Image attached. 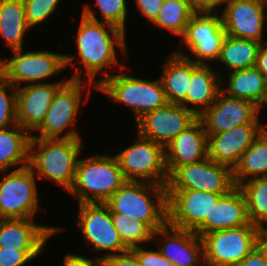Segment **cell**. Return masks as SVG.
I'll return each instance as SVG.
<instances>
[{"mask_svg": "<svg viewBox=\"0 0 267 266\" xmlns=\"http://www.w3.org/2000/svg\"><path fill=\"white\" fill-rule=\"evenodd\" d=\"M80 16L72 42L77 54H65L66 69L74 68V73L68 78L87 81L97 87L105 78L126 66L125 59L122 63L118 53L121 56L128 54V33L115 25Z\"/></svg>", "mask_w": 267, "mask_h": 266, "instance_id": "obj_1", "label": "cell"}, {"mask_svg": "<svg viewBox=\"0 0 267 266\" xmlns=\"http://www.w3.org/2000/svg\"><path fill=\"white\" fill-rule=\"evenodd\" d=\"M85 148L82 138H31L28 166L38 180L50 181L69 192L74 184L79 157Z\"/></svg>", "mask_w": 267, "mask_h": 266, "instance_id": "obj_2", "label": "cell"}, {"mask_svg": "<svg viewBox=\"0 0 267 266\" xmlns=\"http://www.w3.org/2000/svg\"><path fill=\"white\" fill-rule=\"evenodd\" d=\"M105 204L111 213L128 215L145 223L153 232L168 223L166 186L126 181Z\"/></svg>", "mask_w": 267, "mask_h": 266, "instance_id": "obj_3", "label": "cell"}, {"mask_svg": "<svg viewBox=\"0 0 267 266\" xmlns=\"http://www.w3.org/2000/svg\"><path fill=\"white\" fill-rule=\"evenodd\" d=\"M92 89L96 90V87L90 82L68 79L56 91L42 124L31 134V138H82L76 126L79 120L77 118L81 114L79 111H82L80 108L85 103L87 105Z\"/></svg>", "mask_w": 267, "mask_h": 266, "instance_id": "obj_4", "label": "cell"}, {"mask_svg": "<svg viewBox=\"0 0 267 266\" xmlns=\"http://www.w3.org/2000/svg\"><path fill=\"white\" fill-rule=\"evenodd\" d=\"M81 156L68 193L78 203H105L127 181L117 158L110 152L90 156L84 152Z\"/></svg>", "mask_w": 267, "mask_h": 266, "instance_id": "obj_5", "label": "cell"}, {"mask_svg": "<svg viewBox=\"0 0 267 266\" xmlns=\"http://www.w3.org/2000/svg\"><path fill=\"white\" fill-rule=\"evenodd\" d=\"M127 69L132 68L126 65L117 73L105 78L97 85L95 91L107 95L112 103L128 107L136 123L145 114L162 108L169 102L158 77L154 80L136 77L133 73L129 75L131 70L127 72Z\"/></svg>", "mask_w": 267, "mask_h": 266, "instance_id": "obj_6", "label": "cell"}, {"mask_svg": "<svg viewBox=\"0 0 267 266\" xmlns=\"http://www.w3.org/2000/svg\"><path fill=\"white\" fill-rule=\"evenodd\" d=\"M25 49L27 48L11 51V57L0 58V76L15 88L52 82L58 75L65 74V53H56L44 48L28 51Z\"/></svg>", "mask_w": 267, "mask_h": 266, "instance_id": "obj_7", "label": "cell"}, {"mask_svg": "<svg viewBox=\"0 0 267 266\" xmlns=\"http://www.w3.org/2000/svg\"><path fill=\"white\" fill-rule=\"evenodd\" d=\"M75 226L83 235V249L103 260L128 251L114 227L111 211L105 203H77ZM98 252L100 255H97ZM102 253V254H101Z\"/></svg>", "mask_w": 267, "mask_h": 266, "instance_id": "obj_8", "label": "cell"}, {"mask_svg": "<svg viewBox=\"0 0 267 266\" xmlns=\"http://www.w3.org/2000/svg\"><path fill=\"white\" fill-rule=\"evenodd\" d=\"M265 237L266 234L251 223L203 234L205 266H235Z\"/></svg>", "mask_w": 267, "mask_h": 266, "instance_id": "obj_9", "label": "cell"}, {"mask_svg": "<svg viewBox=\"0 0 267 266\" xmlns=\"http://www.w3.org/2000/svg\"><path fill=\"white\" fill-rule=\"evenodd\" d=\"M0 177V219H35L43 208L32 169L26 166L4 171Z\"/></svg>", "mask_w": 267, "mask_h": 266, "instance_id": "obj_10", "label": "cell"}, {"mask_svg": "<svg viewBox=\"0 0 267 266\" xmlns=\"http://www.w3.org/2000/svg\"><path fill=\"white\" fill-rule=\"evenodd\" d=\"M225 36L220 14L194 13L184 34L179 38V50L176 48L177 50L173 51L197 64L214 65Z\"/></svg>", "mask_w": 267, "mask_h": 266, "instance_id": "obj_11", "label": "cell"}, {"mask_svg": "<svg viewBox=\"0 0 267 266\" xmlns=\"http://www.w3.org/2000/svg\"><path fill=\"white\" fill-rule=\"evenodd\" d=\"M135 133L131 145L114 153L125 179L167 186L165 148Z\"/></svg>", "mask_w": 267, "mask_h": 266, "instance_id": "obj_12", "label": "cell"}, {"mask_svg": "<svg viewBox=\"0 0 267 266\" xmlns=\"http://www.w3.org/2000/svg\"><path fill=\"white\" fill-rule=\"evenodd\" d=\"M235 187L232 169L207 157L178 167L169 176L166 190H198L226 195Z\"/></svg>", "mask_w": 267, "mask_h": 266, "instance_id": "obj_13", "label": "cell"}, {"mask_svg": "<svg viewBox=\"0 0 267 266\" xmlns=\"http://www.w3.org/2000/svg\"><path fill=\"white\" fill-rule=\"evenodd\" d=\"M222 194L198 190H167L168 224L195 231L205 220Z\"/></svg>", "mask_w": 267, "mask_h": 266, "instance_id": "obj_14", "label": "cell"}, {"mask_svg": "<svg viewBox=\"0 0 267 266\" xmlns=\"http://www.w3.org/2000/svg\"><path fill=\"white\" fill-rule=\"evenodd\" d=\"M198 117L181 104L168 103L162 108L145 114L135 123L136 132L164 148Z\"/></svg>", "mask_w": 267, "mask_h": 266, "instance_id": "obj_15", "label": "cell"}, {"mask_svg": "<svg viewBox=\"0 0 267 266\" xmlns=\"http://www.w3.org/2000/svg\"><path fill=\"white\" fill-rule=\"evenodd\" d=\"M261 115L252 101L232 98L220 91L215 102L198 119L206 134L212 135L245 123H264Z\"/></svg>", "mask_w": 267, "mask_h": 266, "instance_id": "obj_16", "label": "cell"}, {"mask_svg": "<svg viewBox=\"0 0 267 266\" xmlns=\"http://www.w3.org/2000/svg\"><path fill=\"white\" fill-rule=\"evenodd\" d=\"M222 10L226 35L263 42L267 0H229Z\"/></svg>", "mask_w": 267, "mask_h": 266, "instance_id": "obj_17", "label": "cell"}, {"mask_svg": "<svg viewBox=\"0 0 267 266\" xmlns=\"http://www.w3.org/2000/svg\"><path fill=\"white\" fill-rule=\"evenodd\" d=\"M152 244L175 266H205L202 239L194 231L167 223L154 232Z\"/></svg>", "mask_w": 267, "mask_h": 266, "instance_id": "obj_18", "label": "cell"}, {"mask_svg": "<svg viewBox=\"0 0 267 266\" xmlns=\"http://www.w3.org/2000/svg\"><path fill=\"white\" fill-rule=\"evenodd\" d=\"M61 78L16 88L17 123L30 134L42 124L56 91L69 79Z\"/></svg>", "mask_w": 267, "mask_h": 266, "instance_id": "obj_19", "label": "cell"}, {"mask_svg": "<svg viewBox=\"0 0 267 266\" xmlns=\"http://www.w3.org/2000/svg\"><path fill=\"white\" fill-rule=\"evenodd\" d=\"M266 127V123H245L218 134L207 135L208 158L233 170L243 153Z\"/></svg>", "mask_w": 267, "mask_h": 266, "instance_id": "obj_20", "label": "cell"}, {"mask_svg": "<svg viewBox=\"0 0 267 266\" xmlns=\"http://www.w3.org/2000/svg\"><path fill=\"white\" fill-rule=\"evenodd\" d=\"M35 221V219H0V248L46 251L45 246L49 239L65 231V227L50 226Z\"/></svg>", "mask_w": 267, "mask_h": 266, "instance_id": "obj_21", "label": "cell"}, {"mask_svg": "<svg viewBox=\"0 0 267 266\" xmlns=\"http://www.w3.org/2000/svg\"><path fill=\"white\" fill-rule=\"evenodd\" d=\"M208 136L197 119L165 147V164L170 176L178 167L199 162L208 157Z\"/></svg>", "mask_w": 267, "mask_h": 266, "instance_id": "obj_22", "label": "cell"}, {"mask_svg": "<svg viewBox=\"0 0 267 266\" xmlns=\"http://www.w3.org/2000/svg\"><path fill=\"white\" fill-rule=\"evenodd\" d=\"M218 69L213 64H197L191 60V82L186 95V108L197 117L215 102L221 91L220 72L224 70Z\"/></svg>", "mask_w": 267, "mask_h": 266, "instance_id": "obj_23", "label": "cell"}, {"mask_svg": "<svg viewBox=\"0 0 267 266\" xmlns=\"http://www.w3.org/2000/svg\"><path fill=\"white\" fill-rule=\"evenodd\" d=\"M249 224L245 197L242 191L235 187L217 201L211 211V220H205L194 232L201 237L212 231Z\"/></svg>", "mask_w": 267, "mask_h": 266, "instance_id": "obj_24", "label": "cell"}, {"mask_svg": "<svg viewBox=\"0 0 267 266\" xmlns=\"http://www.w3.org/2000/svg\"><path fill=\"white\" fill-rule=\"evenodd\" d=\"M159 79L171 104H181L186 108V95L191 82V60L174 51L165 56L161 63Z\"/></svg>", "mask_w": 267, "mask_h": 266, "instance_id": "obj_25", "label": "cell"}, {"mask_svg": "<svg viewBox=\"0 0 267 266\" xmlns=\"http://www.w3.org/2000/svg\"><path fill=\"white\" fill-rule=\"evenodd\" d=\"M32 29L25 17L22 0H0V39L10 51L26 48L25 39Z\"/></svg>", "mask_w": 267, "mask_h": 266, "instance_id": "obj_26", "label": "cell"}, {"mask_svg": "<svg viewBox=\"0 0 267 266\" xmlns=\"http://www.w3.org/2000/svg\"><path fill=\"white\" fill-rule=\"evenodd\" d=\"M30 140L31 134L18 123L0 129V172L28 166Z\"/></svg>", "mask_w": 267, "mask_h": 266, "instance_id": "obj_27", "label": "cell"}, {"mask_svg": "<svg viewBox=\"0 0 267 266\" xmlns=\"http://www.w3.org/2000/svg\"><path fill=\"white\" fill-rule=\"evenodd\" d=\"M221 77V91L232 98L246 99L257 106L262 102L266 78L256 68L239 69ZM226 85V87H225Z\"/></svg>", "mask_w": 267, "mask_h": 266, "instance_id": "obj_28", "label": "cell"}, {"mask_svg": "<svg viewBox=\"0 0 267 266\" xmlns=\"http://www.w3.org/2000/svg\"><path fill=\"white\" fill-rule=\"evenodd\" d=\"M261 43L226 35L214 64L221 65L225 72L255 67ZM218 62V63H217Z\"/></svg>", "mask_w": 267, "mask_h": 266, "instance_id": "obj_29", "label": "cell"}, {"mask_svg": "<svg viewBox=\"0 0 267 266\" xmlns=\"http://www.w3.org/2000/svg\"><path fill=\"white\" fill-rule=\"evenodd\" d=\"M232 171L236 187L248 180L267 176V127L243 153Z\"/></svg>", "mask_w": 267, "mask_h": 266, "instance_id": "obj_30", "label": "cell"}, {"mask_svg": "<svg viewBox=\"0 0 267 266\" xmlns=\"http://www.w3.org/2000/svg\"><path fill=\"white\" fill-rule=\"evenodd\" d=\"M238 188L245 197L250 223L267 234V176L248 180Z\"/></svg>", "mask_w": 267, "mask_h": 266, "instance_id": "obj_31", "label": "cell"}, {"mask_svg": "<svg viewBox=\"0 0 267 266\" xmlns=\"http://www.w3.org/2000/svg\"><path fill=\"white\" fill-rule=\"evenodd\" d=\"M193 14L188 0H164L153 24L160 28V31H169L168 33L179 39L184 34Z\"/></svg>", "mask_w": 267, "mask_h": 266, "instance_id": "obj_32", "label": "cell"}, {"mask_svg": "<svg viewBox=\"0 0 267 266\" xmlns=\"http://www.w3.org/2000/svg\"><path fill=\"white\" fill-rule=\"evenodd\" d=\"M129 2L130 0H95L93 2L95 4L91 3V5L81 3L83 5L81 14L92 20L115 25L127 33L126 23L128 22V14H130L128 10ZM92 4L98 9L92 7Z\"/></svg>", "mask_w": 267, "mask_h": 266, "instance_id": "obj_33", "label": "cell"}, {"mask_svg": "<svg viewBox=\"0 0 267 266\" xmlns=\"http://www.w3.org/2000/svg\"><path fill=\"white\" fill-rule=\"evenodd\" d=\"M111 218L123 245L128 250L152 243L154 232L145 223L119 213H111Z\"/></svg>", "mask_w": 267, "mask_h": 266, "instance_id": "obj_34", "label": "cell"}, {"mask_svg": "<svg viewBox=\"0 0 267 266\" xmlns=\"http://www.w3.org/2000/svg\"><path fill=\"white\" fill-rule=\"evenodd\" d=\"M25 8V17L28 26L33 30L43 26L44 22L54 17L58 6L65 0H22ZM57 11V12H56Z\"/></svg>", "mask_w": 267, "mask_h": 266, "instance_id": "obj_35", "label": "cell"}, {"mask_svg": "<svg viewBox=\"0 0 267 266\" xmlns=\"http://www.w3.org/2000/svg\"><path fill=\"white\" fill-rule=\"evenodd\" d=\"M16 124V88L0 76V129Z\"/></svg>", "mask_w": 267, "mask_h": 266, "instance_id": "obj_36", "label": "cell"}, {"mask_svg": "<svg viewBox=\"0 0 267 266\" xmlns=\"http://www.w3.org/2000/svg\"><path fill=\"white\" fill-rule=\"evenodd\" d=\"M43 252L44 250L0 248V266H26L31 263V261L37 259L38 256L40 257V254Z\"/></svg>", "mask_w": 267, "mask_h": 266, "instance_id": "obj_37", "label": "cell"}, {"mask_svg": "<svg viewBox=\"0 0 267 266\" xmlns=\"http://www.w3.org/2000/svg\"><path fill=\"white\" fill-rule=\"evenodd\" d=\"M140 246L131 249L136 255L137 260L141 266H175L170 260L165 258L158 249L144 248Z\"/></svg>", "mask_w": 267, "mask_h": 266, "instance_id": "obj_38", "label": "cell"}, {"mask_svg": "<svg viewBox=\"0 0 267 266\" xmlns=\"http://www.w3.org/2000/svg\"><path fill=\"white\" fill-rule=\"evenodd\" d=\"M235 266H267V238L265 237L240 263Z\"/></svg>", "mask_w": 267, "mask_h": 266, "instance_id": "obj_39", "label": "cell"}, {"mask_svg": "<svg viewBox=\"0 0 267 266\" xmlns=\"http://www.w3.org/2000/svg\"><path fill=\"white\" fill-rule=\"evenodd\" d=\"M135 9L138 10L147 19L150 24H153L157 19L164 0H134Z\"/></svg>", "mask_w": 267, "mask_h": 266, "instance_id": "obj_40", "label": "cell"}, {"mask_svg": "<svg viewBox=\"0 0 267 266\" xmlns=\"http://www.w3.org/2000/svg\"><path fill=\"white\" fill-rule=\"evenodd\" d=\"M229 0H188L194 13H218ZM223 6V7H222Z\"/></svg>", "mask_w": 267, "mask_h": 266, "instance_id": "obj_41", "label": "cell"}, {"mask_svg": "<svg viewBox=\"0 0 267 266\" xmlns=\"http://www.w3.org/2000/svg\"><path fill=\"white\" fill-rule=\"evenodd\" d=\"M62 266H104L101 259L95 256L91 258L86 257V255L78 254V252H68L63 257Z\"/></svg>", "mask_w": 267, "mask_h": 266, "instance_id": "obj_42", "label": "cell"}, {"mask_svg": "<svg viewBox=\"0 0 267 266\" xmlns=\"http://www.w3.org/2000/svg\"><path fill=\"white\" fill-rule=\"evenodd\" d=\"M102 262L104 266H141L131 250L108 256Z\"/></svg>", "mask_w": 267, "mask_h": 266, "instance_id": "obj_43", "label": "cell"}, {"mask_svg": "<svg viewBox=\"0 0 267 266\" xmlns=\"http://www.w3.org/2000/svg\"><path fill=\"white\" fill-rule=\"evenodd\" d=\"M255 67L267 79V44L264 42L261 43Z\"/></svg>", "mask_w": 267, "mask_h": 266, "instance_id": "obj_44", "label": "cell"}, {"mask_svg": "<svg viewBox=\"0 0 267 266\" xmlns=\"http://www.w3.org/2000/svg\"><path fill=\"white\" fill-rule=\"evenodd\" d=\"M266 106H267V79H266V82H265V91H264V95H263V98H262V102L258 106L260 114L262 112V109L266 108Z\"/></svg>", "mask_w": 267, "mask_h": 266, "instance_id": "obj_45", "label": "cell"}, {"mask_svg": "<svg viewBox=\"0 0 267 266\" xmlns=\"http://www.w3.org/2000/svg\"><path fill=\"white\" fill-rule=\"evenodd\" d=\"M264 26H266L267 27V10H266V14H265V24H264ZM266 27H265V29H264V32L266 33L267 32V29H266ZM265 36H264V39H263V42L264 43H266L267 44V39H265V38H267V33L266 34H264Z\"/></svg>", "mask_w": 267, "mask_h": 266, "instance_id": "obj_46", "label": "cell"}]
</instances>
